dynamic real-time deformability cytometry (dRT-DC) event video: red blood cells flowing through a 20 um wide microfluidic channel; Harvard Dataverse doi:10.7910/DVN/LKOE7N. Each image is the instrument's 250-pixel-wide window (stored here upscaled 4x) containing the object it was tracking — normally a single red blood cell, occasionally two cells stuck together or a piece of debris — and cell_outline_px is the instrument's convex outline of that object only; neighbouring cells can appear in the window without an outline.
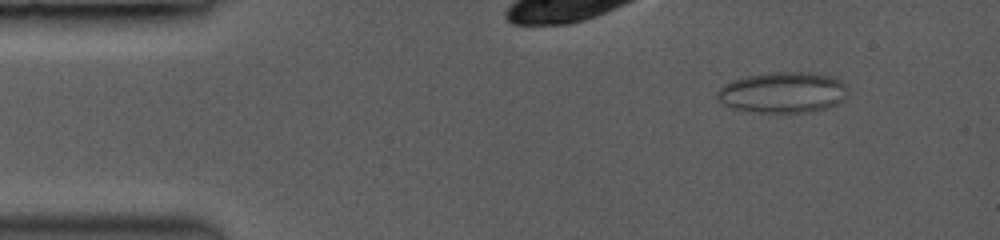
{"species": "common noctule bat (a hibernating species)", "species_latin": "Nyctalus noctula", "temperature_condition": "room temperature", "stored_images_in_passage": 55, "camera_frame_rate_fps": 3500, "um_per_image_px": 0.085, "animal": {"sex": "female", "body_mass_g": 19.0, "forearm_length_mm": 53.3}, "frame": {"image": 1, "passage_image": 5, "time_ms": 1.143, "image_size_px": [1000, 240], "cell_outline_px": [[848, 96], [844, 100], [836, 104], [824, 108], [808, 112], [752, 112], [728, 108], [720, 104], [716, 100], [716, 92], [724, 84], [748, 76], [788, 72], [800, 72], [832, 76], [844, 80], [848, 84]], "centroid_in_image_um": [66.56, 7.88], "position_along_channel_um": 18.4, "area_um2": 31.27}}
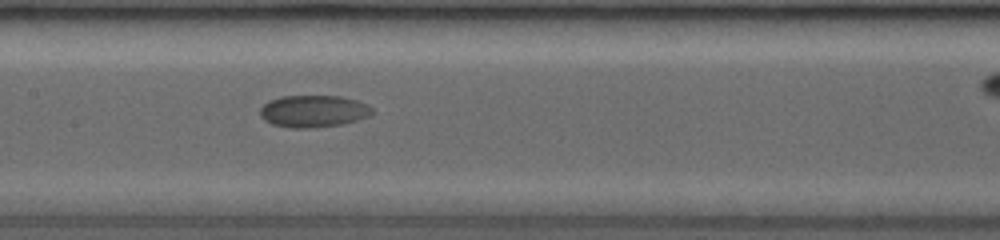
{"frame": {"image": 2, "passage_image": 29, "time_ms": 8.0, "image_size_px": [1000, 240], "cell_outline_px": [[372, 112], [368, 116], [344, 124], [308, 128], [292, 128], [272, 124], [264, 120], [260, 116], [260, 108], [264, 104], [272, 100], [284, 96], [340, 96], [356, 100], [372, 108]], "centroid_in_image_um": [26.62, 9.46], "position_along_channel_um": 180.8, "area_um2": 20.69}}
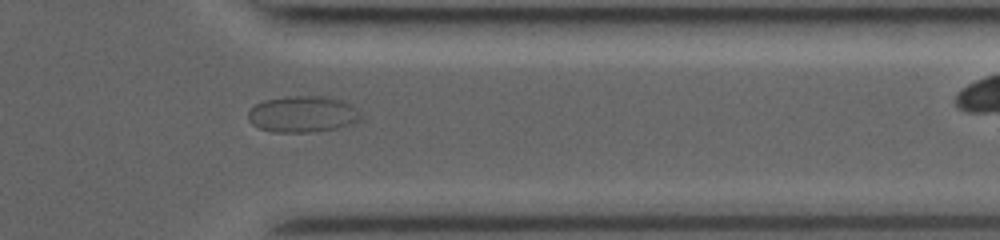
{"frame": {"image": 3, "passage_image": 48, "time_ms": 13.429, "image_size_px": [1000, 240], "cell_outline_px": [[364, 116], [356, 124], [340, 128], [308, 132], [272, 132], [260, 128], [252, 124], [248, 120], [248, 112], [256, 104], [264, 100], [284, 96], [324, 96], [344, 100], [352, 104]], "centroid_in_image_um": [25.8, 9.7], "position_along_channel_um": 385.6, "area_um2": 24.33}}